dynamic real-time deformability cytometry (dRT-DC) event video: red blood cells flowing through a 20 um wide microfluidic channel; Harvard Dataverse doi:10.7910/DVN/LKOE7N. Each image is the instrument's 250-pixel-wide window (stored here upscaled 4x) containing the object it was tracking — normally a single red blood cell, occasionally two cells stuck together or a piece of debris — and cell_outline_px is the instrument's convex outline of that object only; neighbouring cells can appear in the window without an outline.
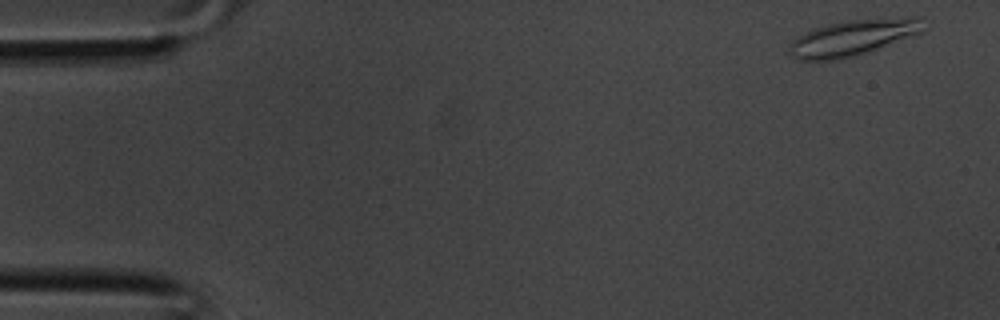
{"species": "common noctule bat (a hibernating species)", "species_latin": "Nyctalus noctula", "temperature_condition": "room temperature", "stored_images_in_passage": 36, "camera_frame_rate_fps": 3000, "um_per_image_px": 0.085, "animal": {"sex": "male", "body_mass_g": 20.1, "forearm_length_mm": 53.5}, "frame": {"image": 1, "passage_image": 1, "time_ms": 0.0, "image_size_px": [1000, 320], "cell_outline_px": [[924, 32], [864, 52], [832, 60], [800, 60], [792, 56], [788, 52], [788, 44], [792, 40], [804, 32], [812, 28], [828, 24], [848, 20], [912, 16], [920, 16], [924, 28]], "centroid_in_image_um": [72.47, 3.17], "position_along_channel_um": 12.5, "area_um2": 27.8}}
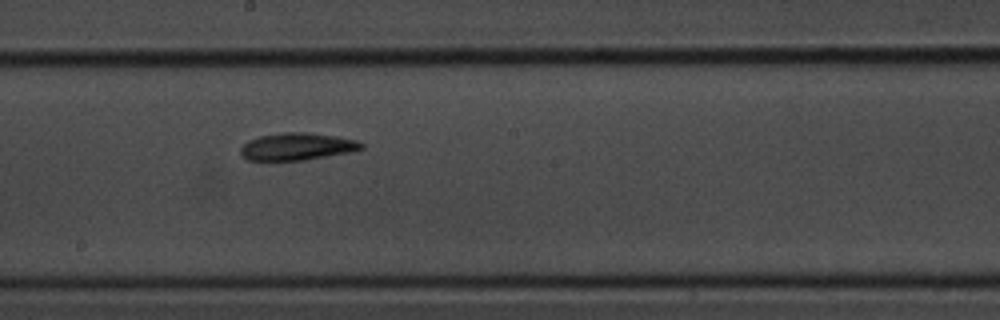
{"frame": {"image": 2, "passage_image": 19, "time_ms": 6.0, "image_size_px": [1000, 320], "cell_outline_px": [[364, 148], [352, 152], [304, 160], [248, 160], [240, 156], [240, 148], [248, 140], [260, 136], [284, 132], [308, 132], [336, 136], [356, 140], [364, 144]], "centroid_in_image_um": [25.25, 12.46], "position_along_channel_um": 222.9, "area_um2": 19.31}}
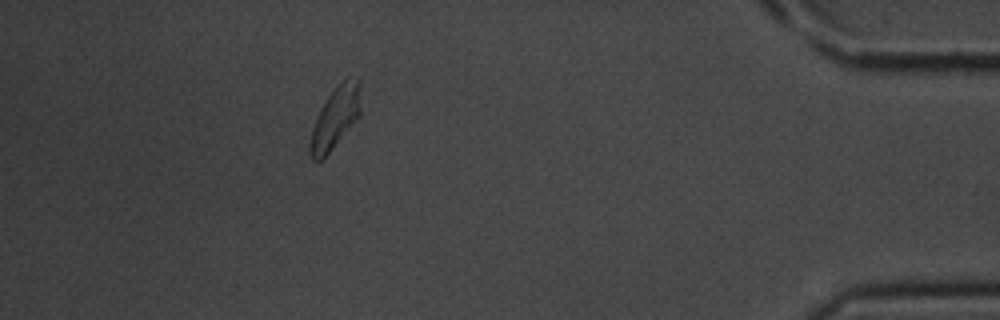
{"frame": {"image": 3, "passage_image": 32, "time_ms": 10.333, "image_size_px": [1000, 320], "cell_outline_px": [[360, 116], [332, 148], [320, 160], [312, 160], [308, 152], [308, 144], [312, 128], [320, 108], [332, 88], [348, 76], [360, 80]], "centroid_in_image_um": [28.48, 9.97], "position_along_channel_um": 406.7, "area_um2": 18.32}}